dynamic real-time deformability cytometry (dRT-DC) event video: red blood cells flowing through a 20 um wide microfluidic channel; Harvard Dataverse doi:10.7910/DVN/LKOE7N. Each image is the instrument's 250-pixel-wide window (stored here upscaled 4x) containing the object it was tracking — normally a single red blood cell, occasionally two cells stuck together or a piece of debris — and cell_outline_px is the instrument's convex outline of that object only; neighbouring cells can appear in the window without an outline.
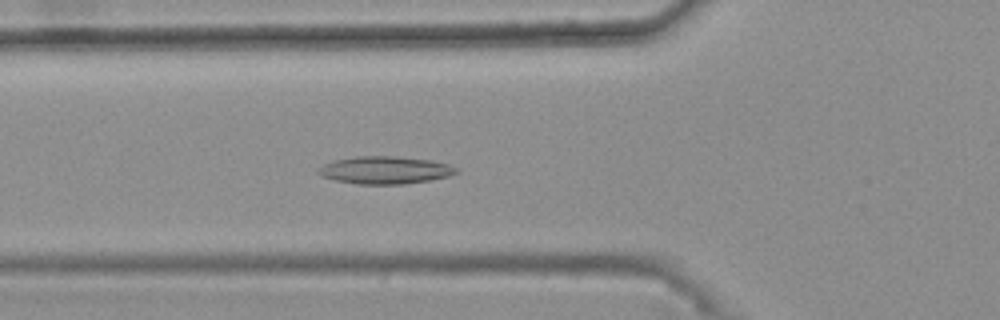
{"species": "common noctule bat (a hibernating species)", "species_latin": "Nyctalus noctula", "temperature_condition": "warm", "stored_images_in_passage": 42, "camera_frame_rate_fps": 3000, "um_per_image_px": 0.085, "animal": {"sex": "female", "body_mass_g": 25.1}, "frame": {"image": 1, "passage_image": 19, "time_ms": 6.0, "image_size_px": [1000, 320], "cell_outline_px": [[460, 172], [448, 176], [432, 180], [404, 184], [356, 184], [336, 180], [320, 176], [316, 172], [324, 164], [332, 160], [356, 156], [396, 156], [432, 160], [448, 164], [456, 168]], "centroid_in_image_um": [32.73, 14.46], "position_along_channel_um": 93.1, "area_um2": 22.31}}
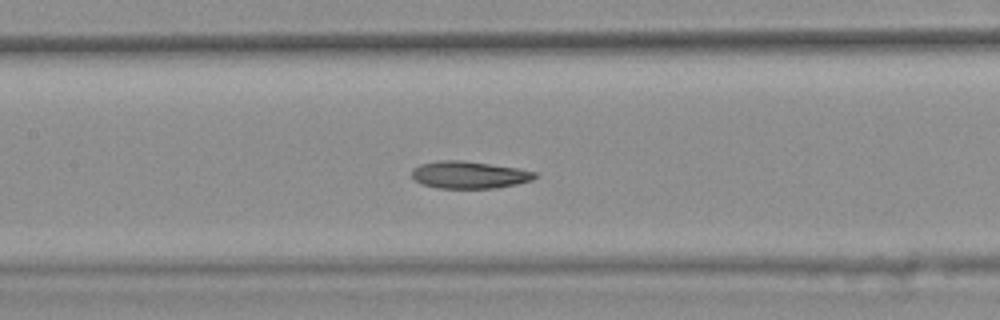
{"frame": {"image": 2, "passage_image": 25, "time_ms": 8.0, "image_size_px": [1000, 320], "cell_outline_px": [[536, 176], [532, 180], [516, 184], [492, 188], [436, 188], [420, 184], [412, 176], [412, 168], [420, 164], [440, 160], [460, 160], [516, 168], [536, 172]], "centroid_in_image_um": [39.82, 14.86], "position_along_channel_um": 167.6, "area_um2": 19.36}}
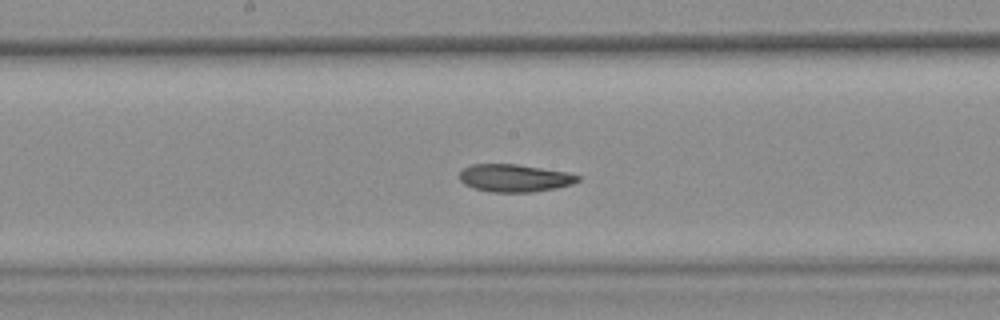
{"frame": {"image": 3, "passage_image": 28, "time_ms": 9.0, "image_size_px": [1000, 320], "cell_outline_px": [[580, 180], [572, 184], [556, 188], [532, 192], [488, 192], [472, 188], [464, 184], [460, 180], [460, 172], [464, 168], [472, 164], [516, 164], [568, 172], [580, 176]], "centroid_in_image_um": [43.73, 15.14], "position_along_channel_um": 204.5, "area_um2": 19.13}, "authors_computed_cell_mechanics": {"area_um2": 20.3745, "velocity_mm_per_s": 3.715, "shape_relaxation_time_tau1_ms": null, "shape_relaxation_time_tau2_ms": 1.7213, "deformation_change_tau1": null, "deformation_change_tau2": 0.0751}}